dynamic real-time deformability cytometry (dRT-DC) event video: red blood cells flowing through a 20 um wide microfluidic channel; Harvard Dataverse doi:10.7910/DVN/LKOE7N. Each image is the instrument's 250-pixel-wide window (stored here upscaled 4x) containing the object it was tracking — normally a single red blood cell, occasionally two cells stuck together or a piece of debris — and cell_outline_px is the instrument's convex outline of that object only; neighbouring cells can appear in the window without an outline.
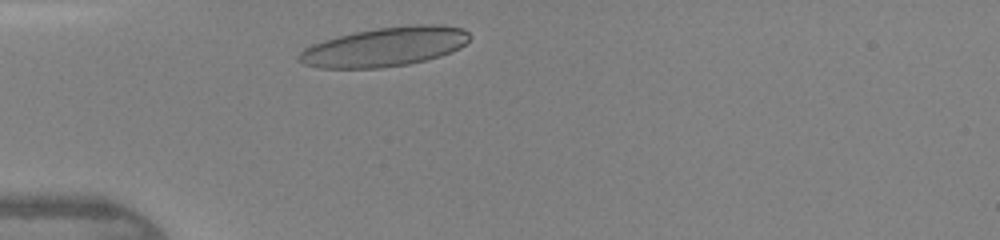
{"species": "human", "species_latin": "Homo sapiens", "temperature_condition": "warm", "stored_images_in_passage": 26, "camera_frame_rate_fps": 3000, "um_per_image_px": 0.085, "donor": {"sex": "female"}, "frame": {"image": 1, "passage_image": 2, "time_ms": 0.333, "image_size_px": [1000, 240], "cell_outline_px": [[472, 36], [460, 48], [452, 52], [440, 56], [408, 64], [380, 68], [316, 68], [304, 64], [296, 56], [304, 48], [312, 44], [324, 40], [356, 32], [376, 28], [416, 24], [436, 24], [464, 28]], "centroid_in_image_um": [32.73, 3.98], "position_along_channel_um": 52.3, "area_um2": 39.02}}
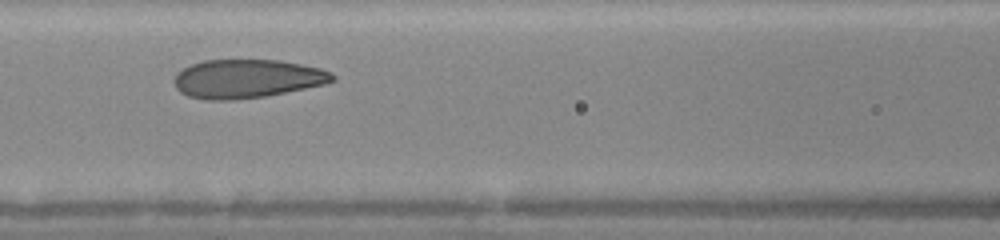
{"frame": {"image": 2, "passage_image": 9, "time_ms": 2.667, "image_size_px": [1000, 240], "cell_outline_px": [[336, 80], [324, 84], [264, 96], [232, 100], [208, 100], [188, 96], [180, 92], [176, 88], [172, 80], [176, 72], [192, 64], [204, 60], [280, 60], [320, 68], [332, 72], [336, 76]], "centroid_in_image_um": [20.97, 6.69], "position_along_channel_um": 145.6, "area_um2": 35.66}}
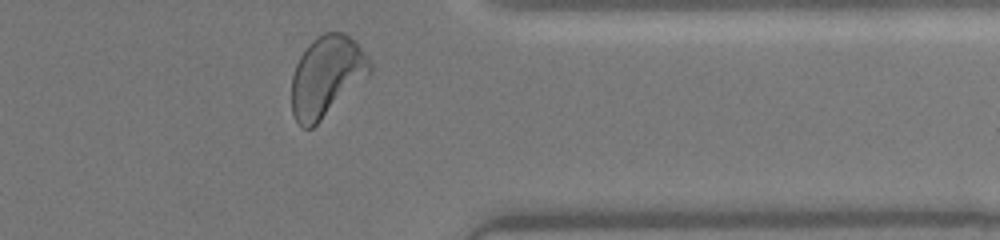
{"frame": {"image": 3, "passage_image": 25, "time_ms": 8.0, "image_size_px": [1000, 240], "cell_outline_px": [[372, 72], [368, 76], [312, 128], [304, 128], [296, 120], [292, 112], [292, 76], [296, 64], [300, 56], [308, 44], [316, 36], [324, 32], [344, 32], [372, 60]], "centroid_in_image_um": [27.76, 6.46], "position_along_channel_um": 383.6, "area_um2": 36.47}}